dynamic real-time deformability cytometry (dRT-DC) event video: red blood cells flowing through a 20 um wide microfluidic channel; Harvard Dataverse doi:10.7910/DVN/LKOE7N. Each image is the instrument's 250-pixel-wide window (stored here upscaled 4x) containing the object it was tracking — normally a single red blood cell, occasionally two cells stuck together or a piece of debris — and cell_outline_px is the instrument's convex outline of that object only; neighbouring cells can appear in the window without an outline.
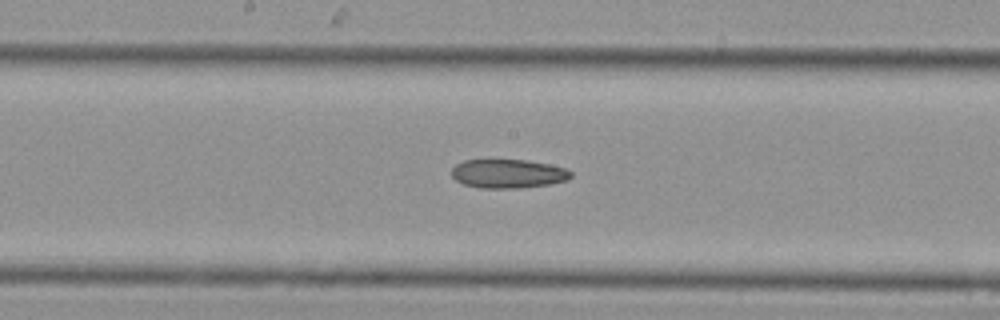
{"species": "Egyptian fruit bat (a non-hibernating species)", "species_latin": "Rousettus aegyptiacus", "temperature_condition": "cold", "stored_images_in_passage": 19, "camera_frame_rate_fps": 3000, "um_per_image_px": 0.085, "animal": {"sex": "female"}, "frame": {"image": 1, "passage_image": 11, "time_ms": 3.333, "image_size_px": [1000, 320], "cell_outline_px": [[572, 176], [568, 180], [548, 184], [520, 188], [480, 188], [464, 184], [456, 180], [452, 176], [452, 168], [456, 164], [464, 160], [528, 160], [568, 168], [572, 172]], "centroid_in_image_um": [43.21, 14.76], "position_along_channel_um": 205.0, "area_um2": 20.11}}